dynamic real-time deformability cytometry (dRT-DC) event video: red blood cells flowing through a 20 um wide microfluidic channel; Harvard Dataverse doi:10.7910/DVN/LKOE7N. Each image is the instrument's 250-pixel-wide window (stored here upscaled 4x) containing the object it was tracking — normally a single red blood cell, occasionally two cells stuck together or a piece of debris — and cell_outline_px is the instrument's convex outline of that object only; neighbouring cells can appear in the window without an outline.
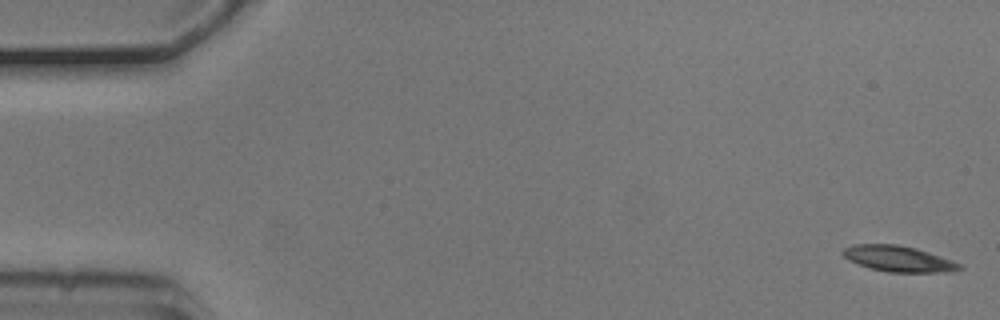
{"species": "common noctule bat (a hibernating species)", "species_latin": "Nyctalus noctula", "temperature_condition": "cold", "stored_images_in_passage": 40, "camera_frame_rate_fps": 3000, "um_per_image_px": 0.085, "animal": {"sex": "male", "body_mass_g": 20.5, "forearm_length_mm": 52.5}, "frame": {"image": 1, "passage_image": 1, "time_ms": 0.0, "image_size_px": [1000, 320], "cell_outline_px": [[964, 268], [952, 272], [888, 272], [872, 268], [848, 260], [840, 252], [844, 248], [852, 244], [896, 244], [916, 248], [964, 264]], "centroid_in_image_um": [76.4, 21.99], "position_along_channel_um": 8.6, "area_um2": 17.63}}
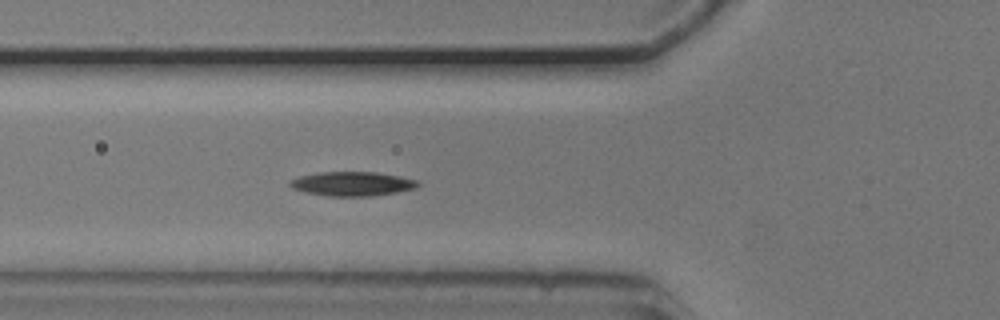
{"frame": {"image": 2, "passage_image": 19, "time_ms": 6.0, "image_size_px": [1000, 320], "cell_outline_px": [[420, 184], [416, 188], [396, 192], [372, 196], [328, 196], [304, 192], [292, 188], [288, 184], [288, 180], [300, 176], [316, 172], [376, 172], [416, 180]], "centroid_in_image_um": [29.87, 15.62], "position_along_channel_um": 95.9, "area_um2": 18.03}}
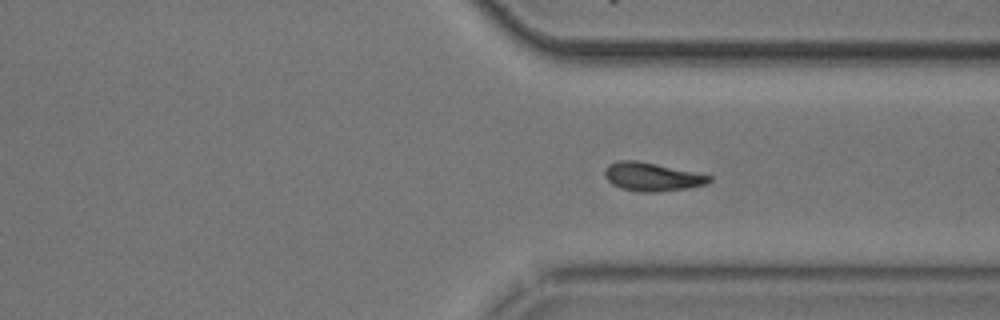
{"frame": {"image": 3, "passage_image": 40, "time_ms": 13.0, "image_size_px": [1000, 320], "cell_outline_px": [[712, 180], [704, 184], [688, 188], [656, 192], [640, 192], [620, 188], [612, 184], [604, 176], [604, 172], [608, 164], [620, 160], [636, 160], [656, 164], [712, 176]], "centroid_in_image_um": [55.38, 15.03], "position_along_channel_um": 356.0, "area_um2": 17.17}}